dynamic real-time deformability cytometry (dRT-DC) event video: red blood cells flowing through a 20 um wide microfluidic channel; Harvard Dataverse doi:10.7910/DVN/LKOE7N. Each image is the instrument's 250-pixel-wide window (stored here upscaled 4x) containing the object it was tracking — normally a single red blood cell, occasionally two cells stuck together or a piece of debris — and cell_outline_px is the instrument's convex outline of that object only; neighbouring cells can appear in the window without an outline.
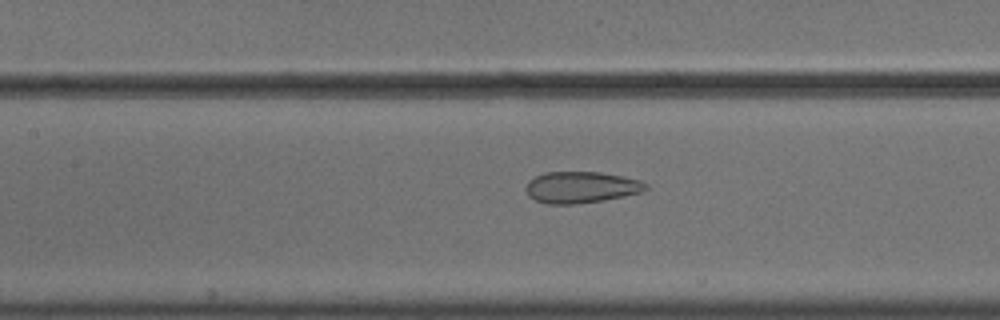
{"species": "common noctule bat (a hibernating species)", "species_latin": "Nyctalus noctula", "temperature_condition": "cold", "stored_images_in_passage": 55, "camera_frame_rate_fps": 3000, "um_per_image_px": 0.085, "animal": {"sex": "male", "body_mass_g": 18.8}, "frame": {"image": 1, "passage_image": 26, "time_ms": 8.333, "image_size_px": [1000, 320], "cell_outline_px": [[648, 188], [644, 192], [624, 196], [576, 204], [548, 204], [536, 200], [528, 196], [524, 188], [528, 180], [544, 172], [600, 172], [624, 176], [640, 180], [648, 184]], "centroid_in_image_um": [49.39, 15.91], "position_along_channel_um": 158.0, "area_um2": 22.14}}
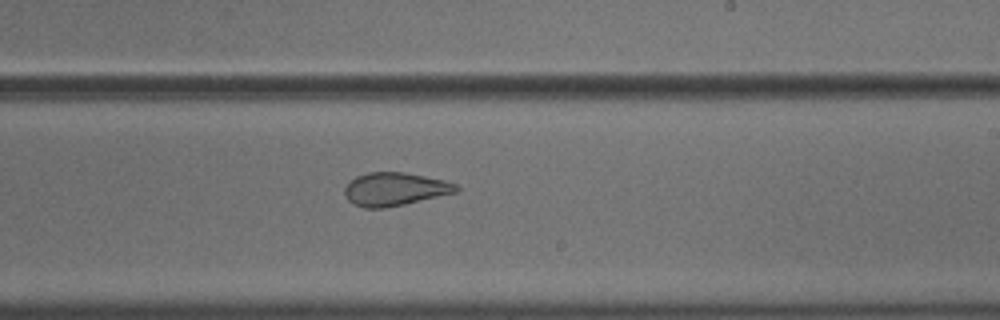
{"frame": {"image": 2, "passage_image": 34, "time_ms": 11.0, "image_size_px": [1000, 320], "cell_outline_px": [[460, 188], [456, 192], [404, 204], [384, 208], [364, 208], [352, 204], [348, 200], [344, 192], [344, 188], [356, 176], [368, 172], [404, 172], [444, 180], [456, 184]], "centroid_in_image_um": [33.53, 16.08], "position_along_channel_um": 255.5, "area_um2": 21.44}}
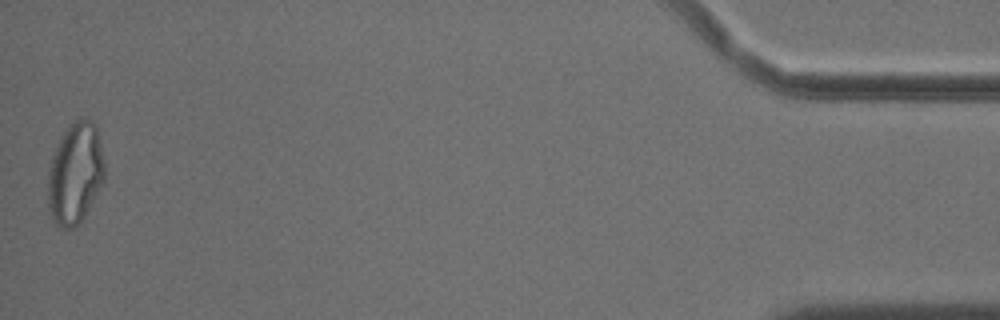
{"frame": {"image": 3, "passage_image": 55, "time_ms": 18.0, "image_size_px": [1000, 320], "cell_outline_px": [[104, 180], [84, 216], [72, 228], [60, 228], [56, 224], [48, 208], [48, 172], [52, 156], [60, 136], [68, 124], [80, 116], [96, 124], [104, 160]], "centroid_in_image_um": [6.38, 14.68], "position_along_channel_um": 428.8, "area_um2": 33.47}, "authors_computed_cell_mechanics": {"area_um2": 29.2468, "velocity_mm_per_s": 3.6617, "shape_relaxation_time_tau1_ms": null, "shape_relaxation_time_tau2_ms": 1.1935, "deformation_change_tau1": null, "deformation_change_tau2": 0.0833}}